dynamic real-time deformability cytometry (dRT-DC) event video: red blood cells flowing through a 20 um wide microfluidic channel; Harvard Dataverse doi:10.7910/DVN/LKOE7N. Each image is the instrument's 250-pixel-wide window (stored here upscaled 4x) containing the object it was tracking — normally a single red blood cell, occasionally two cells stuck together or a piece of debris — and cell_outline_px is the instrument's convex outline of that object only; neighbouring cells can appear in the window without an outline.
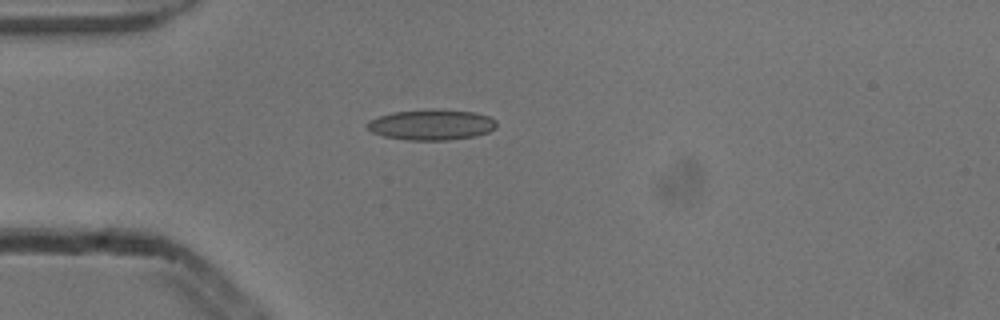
{"species": "common noctule bat (a hibernating species)", "species_latin": "Nyctalus noctula", "temperature_condition": "cold", "stored_images_in_passage": 6, "camera_frame_rate_fps": 3000, "um_per_image_px": 0.085, "animal": {"sex": "male", "body_mass_g": 13.3}, "frame": {"image": 1, "passage_image": 6, "time_ms": 1.667, "image_size_px": [1000, 320], "cell_outline_px": [[496, 128], [488, 132], [476, 136], [448, 140], [408, 140], [384, 136], [372, 132], [364, 124], [368, 120], [392, 112], [432, 108], [476, 112], [488, 116], [496, 120]], "centroid_in_image_um": [36.68, 10.59], "position_along_channel_um": 48.3, "area_um2": 23.35}}